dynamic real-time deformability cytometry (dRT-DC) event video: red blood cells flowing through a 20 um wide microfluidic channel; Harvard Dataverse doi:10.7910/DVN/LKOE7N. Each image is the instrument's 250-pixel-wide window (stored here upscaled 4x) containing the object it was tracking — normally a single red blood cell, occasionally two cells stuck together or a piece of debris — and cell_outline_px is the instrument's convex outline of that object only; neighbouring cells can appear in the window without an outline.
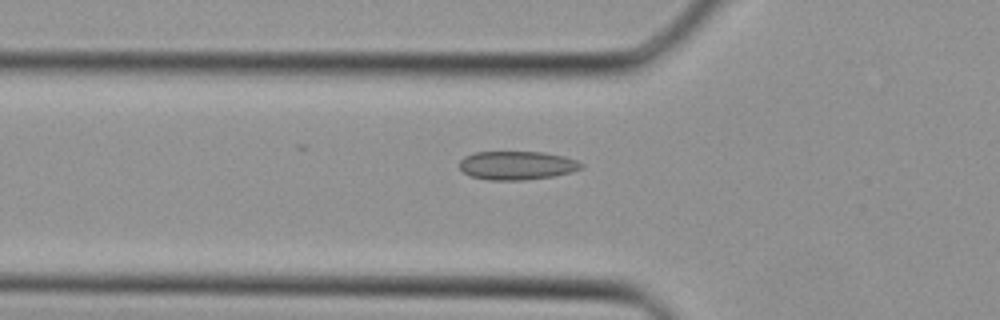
{"species": "Egyptian fruit bat (a non-hibernating species)", "species_latin": "Rousettus aegyptiacus", "temperature_condition": "cold", "stored_images_in_passage": 24, "camera_frame_rate_fps": 3000, "um_per_image_px": 0.085, "animal": {"sex": "female"}, "frame": {"image": 1, "passage_image": 3, "time_ms": 0.667, "image_size_px": [1000, 320], "cell_outline_px": [[584, 168], [572, 172], [552, 176], [524, 180], [488, 180], [472, 176], [464, 172], [460, 168], [460, 160], [464, 156], [476, 152], [544, 152], [564, 156], [576, 160], [584, 164]], "centroid_in_image_um": [43.97, 14.06], "position_along_channel_um": 81.8, "area_um2": 20.35}}
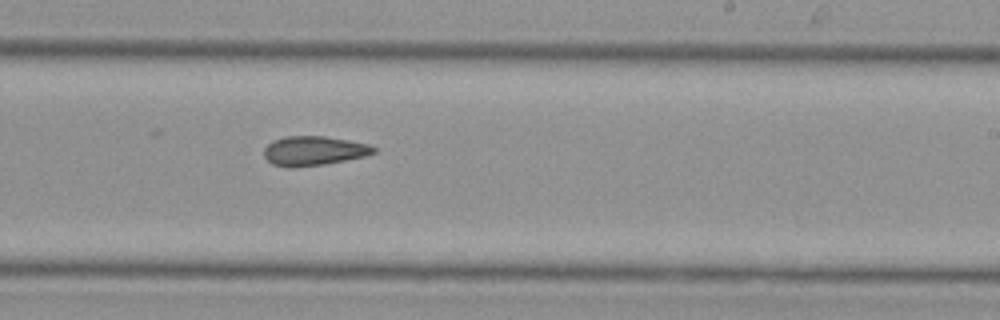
{"frame": {"image": 2, "passage_image": 13, "time_ms": 4.0, "image_size_px": [1000, 320], "cell_outline_px": [[376, 152], [364, 156], [324, 164], [292, 168], [272, 164], [264, 156], [264, 148], [272, 140], [284, 136], [324, 136], [348, 140], [368, 144], [376, 148]], "centroid_in_image_um": [26.64, 12.81], "position_along_channel_um": 262.4, "area_um2": 18.73}}
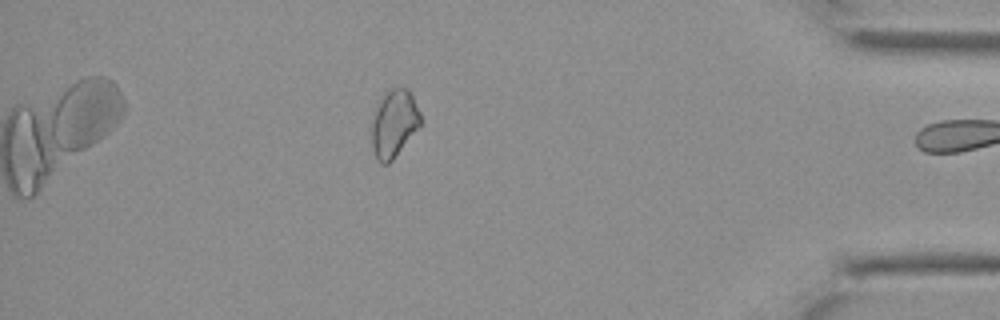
{"frame": {"image": 3, "passage_image": 23, "time_ms": 7.333, "image_size_px": [1000, 320], "cell_outline_px": [[420, 128], [392, 160], [388, 164], [380, 164], [372, 148], [372, 120], [384, 96], [392, 88], [408, 88], [412, 92], [420, 112]], "centroid_in_image_um": [33.54, 10.53], "position_along_channel_um": 401.7, "area_um2": 18.96}}